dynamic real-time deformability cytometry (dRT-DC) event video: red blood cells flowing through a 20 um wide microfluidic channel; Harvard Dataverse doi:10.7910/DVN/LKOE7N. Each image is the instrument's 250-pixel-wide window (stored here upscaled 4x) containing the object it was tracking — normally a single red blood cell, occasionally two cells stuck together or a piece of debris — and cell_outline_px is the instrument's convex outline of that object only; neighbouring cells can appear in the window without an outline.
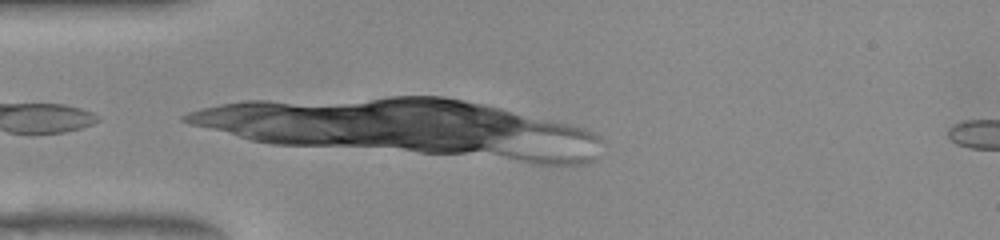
{"species": "common noctule bat (a hibernating species)", "species_latin": "Nyctalus noctula", "temperature_condition": "warm", "stored_images_in_passage": 9, "camera_frame_rate_fps": 3000, "um_per_image_px": 0.085, "animal": {"sex": "female", "body_mass_g": 22.0, "forearm_length_mm": 56.7}, "frame": {"image": 1, "passage_image": 4, "time_ms": 1.0, "image_size_px": [1000, 240], "cell_outline_px": [[472, 108], [340, 120], [332, 120], [284, 108], [384, 100], [452, 100], [464, 104]], "centroid_in_image_um": [32.16, 9.23], "position_along_channel_um": 52.8, "area_um2": 15.95}}